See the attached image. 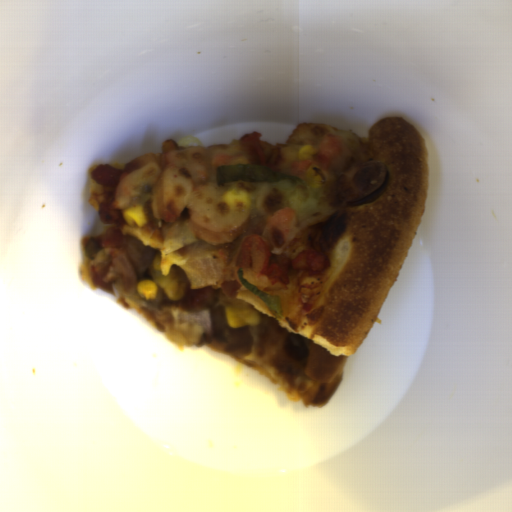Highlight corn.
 <instances>
[{"mask_svg":"<svg viewBox=\"0 0 512 512\" xmlns=\"http://www.w3.org/2000/svg\"><path fill=\"white\" fill-rule=\"evenodd\" d=\"M127 225L142 227L146 224L147 218L142 207H132L124 211L122 215Z\"/></svg>","mask_w":512,"mask_h":512,"instance_id":"obj_1","label":"corn"},{"mask_svg":"<svg viewBox=\"0 0 512 512\" xmlns=\"http://www.w3.org/2000/svg\"><path fill=\"white\" fill-rule=\"evenodd\" d=\"M137 295L145 299H155L157 297L158 286L156 282L150 279H142L136 285Z\"/></svg>","mask_w":512,"mask_h":512,"instance_id":"obj_2","label":"corn"}]
</instances>
